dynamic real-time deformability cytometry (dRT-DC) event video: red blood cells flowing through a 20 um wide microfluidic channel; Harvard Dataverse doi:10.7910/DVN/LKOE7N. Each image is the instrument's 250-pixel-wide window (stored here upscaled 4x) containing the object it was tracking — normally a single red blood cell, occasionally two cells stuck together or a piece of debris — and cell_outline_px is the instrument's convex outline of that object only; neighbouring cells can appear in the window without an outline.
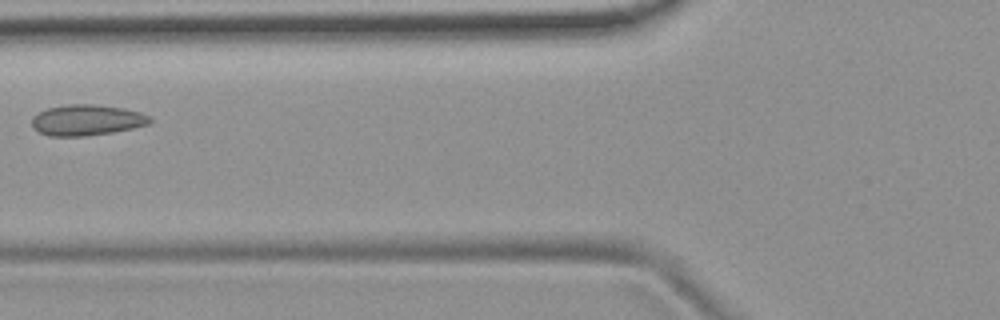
{"species": "common noctule bat (a hibernating species)", "species_latin": "Nyctalus noctula", "temperature_condition": "room temperature", "stored_images_in_passage": 3, "camera_frame_rate_fps": 3000, "um_per_image_px": 0.085, "animal": {"sex": "female", "body_mass_g": 19.9}, "frame": {"image": 1, "passage_image": 2, "time_ms": 1.333, "image_size_px": [1000, 320], "cell_outline_px": [[152, 120], [148, 124], [132, 128], [112, 132], [84, 136], [48, 136], [32, 128], [32, 116], [48, 108], [68, 104], [92, 104], [124, 108], [140, 112], [152, 116]], "centroid_in_image_um": [7.38, 10.2], "position_along_channel_um": 118.4, "area_um2": 21.21}}
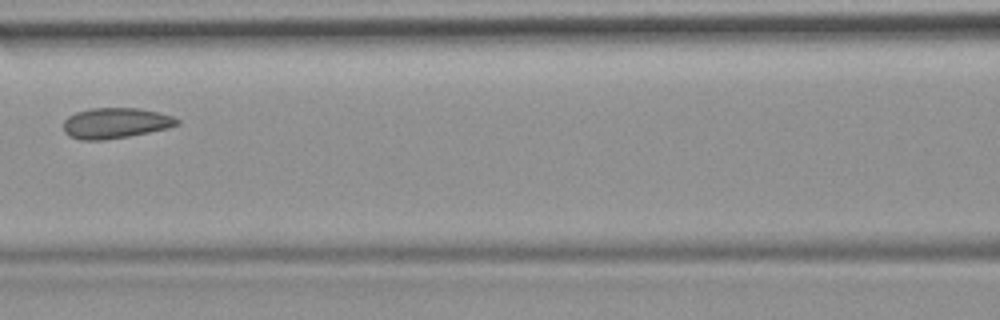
{"frame": {"image": 2, "passage_image": 3, "time_ms": 2.333, "image_size_px": [1000, 320], "cell_outline_px": [[180, 124], [168, 128], [128, 136], [104, 140], [80, 140], [68, 136], [64, 132], [64, 120], [68, 116], [76, 112], [92, 108], [136, 108], [156, 112], [172, 116], [180, 120]], "centroid_in_image_um": [9.79, 10.47], "position_along_channel_um": 156.8, "area_um2": 20.17}}